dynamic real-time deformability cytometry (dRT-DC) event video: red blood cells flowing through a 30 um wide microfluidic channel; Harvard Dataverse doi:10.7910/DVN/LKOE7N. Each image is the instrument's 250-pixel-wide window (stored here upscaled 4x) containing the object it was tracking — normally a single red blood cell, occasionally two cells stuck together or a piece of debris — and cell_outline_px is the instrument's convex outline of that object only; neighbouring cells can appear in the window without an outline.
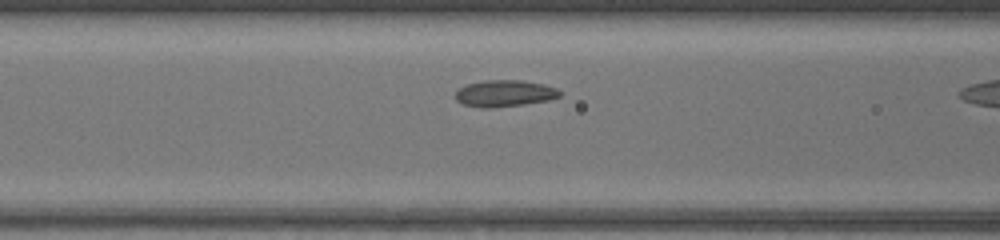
{"species": "common noctule bat (a hibernating species)", "species_latin": "Nyctalus noctula", "temperature_condition": "warm", "stored_images_in_passage": 9, "camera_frame_rate_fps": 3000, "um_per_image_px": 0.085, "animal": {"sex": "female", "body_mass_g": 17.0, "forearm_length_mm": 48.0}, "frame": {"image": 1, "passage_image": 8, "time_ms": 2.333, "image_size_px": [1000, 240], "cell_outline_px": [[560, 96], [548, 100], [524, 104], [488, 108], [480, 108], [464, 104], [456, 100], [456, 92], [464, 84], [484, 80], [524, 80], [544, 84], [556, 88], [560, 92]], "centroid_in_image_um": [42.87, 7.93], "position_along_channel_um": 123.7, "area_um2": 16.18}}